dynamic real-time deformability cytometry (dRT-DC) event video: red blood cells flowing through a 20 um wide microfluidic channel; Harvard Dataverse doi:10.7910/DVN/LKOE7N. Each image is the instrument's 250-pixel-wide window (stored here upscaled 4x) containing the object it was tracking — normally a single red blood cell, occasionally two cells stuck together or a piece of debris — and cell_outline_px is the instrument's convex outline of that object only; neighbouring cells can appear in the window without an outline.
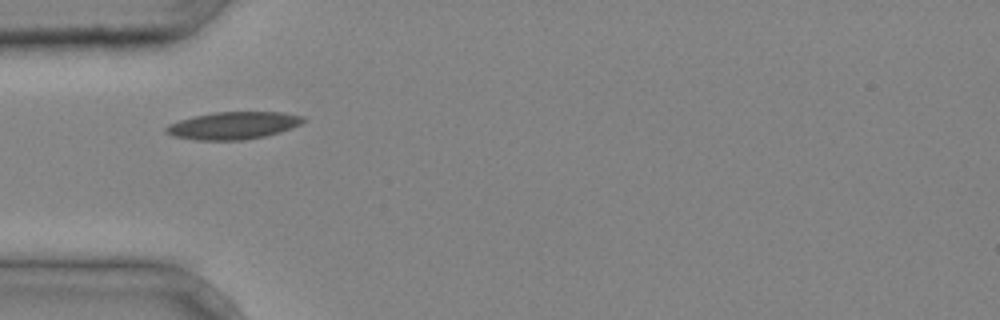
{"species": "common noctule bat (a hibernating species)", "species_latin": "Nyctalus noctula", "temperature_condition": "cold", "stored_images_in_passage": 25, "camera_frame_rate_fps": 3000, "um_per_image_px": 0.085, "animal": {"sex": "male", "body_mass_g": 20.4}, "frame": {"image": 1, "passage_image": 1, "time_ms": 0.0, "image_size_px": [1000, 320], "cell_outline_px": [[304, 120], [300, 124], [280, 132], [264, 136], [244, 140], [192, 140], [172, 136], [164, 132], [164, 128], [168, 124], [192, 116], [212, 112], [284, 112], [304, 116]], "centroid_in_image_um": [19.77, 10.67], "position_along_channel_um": 65.2, "area_um2": 22.08}}
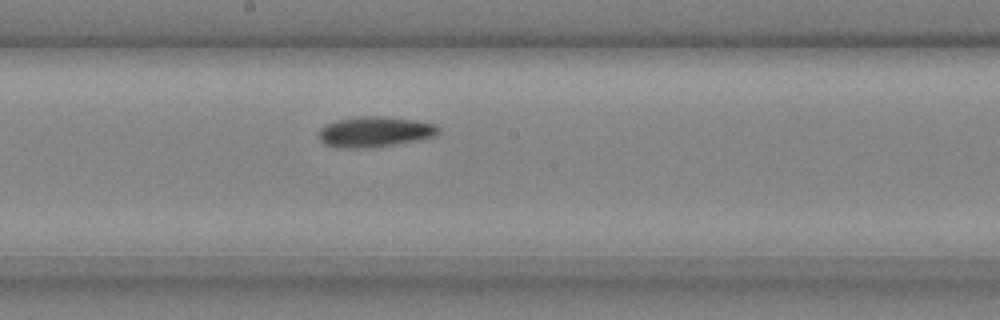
{"frame": {"image": 2, "passage_image": 11, "time_ms": 3.333, "image_size_px": [1000, 320], "cell_outline_px": [[440, 132], [436, 136], [416, 140], [392, 144], [364, 148], [336, 148], [324, 144], [316, 136], [320, 128], [324, 124], [336, 120], [360, 116], [384, 116], [416, 120], [436, 124], [440, 128]], "centroid_in_image_um": [31.81, 11.19], "position_along_channel_um": 216.4, "area_um2": 21.5}}
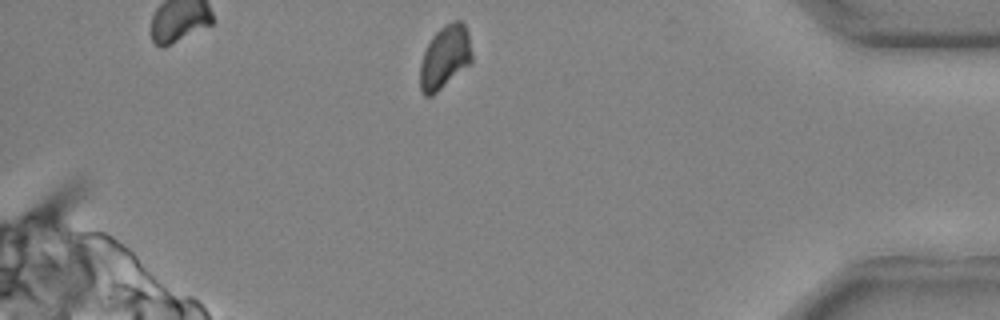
{"frame": {"image": 3, "passage_image": 25, "time_ms": 8.0, "image_size_px": [1000, 320], "cell_outline_px": [[472, 64], [432, 96], [424, 96], [420, 92], [420, 64], [424, 52], [432, 36], [444, 24], [456, 20], [460, 20], [464, 24], [468, 32], [472, 52]], "centroid_in_image_um": [37.83, 4.88], "position_along_channel_um": 397.4, "area_um2": 19.42}}